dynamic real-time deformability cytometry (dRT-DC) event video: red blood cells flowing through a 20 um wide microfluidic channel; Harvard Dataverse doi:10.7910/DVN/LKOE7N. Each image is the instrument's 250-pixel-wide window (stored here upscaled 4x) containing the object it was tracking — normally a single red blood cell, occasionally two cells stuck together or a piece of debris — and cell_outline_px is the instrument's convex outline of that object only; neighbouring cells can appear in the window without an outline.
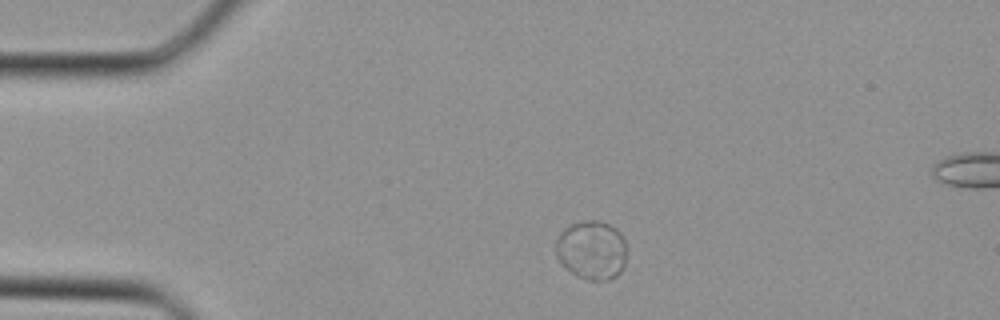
{"species": "Egyptian fruit bat (a non-hibernating species)", "species_latin": "Rousettus aegyptiacus", "temperature_condition": "cold", "stored_images_in_passage": 33, "camera_frame_rate_fps": 3000, "um_per_image_px": 0.085, "animal": {"sex": "female"}, "frame": {"image": 1, "passage_image": 3, "time_ms": 0.667, "image_size_px": [1000, 320], "cell_outline_px": [[628, 248], [624, 264], [620, 272], [616, 276], [608, 280], [588, 280], [564, 268], [560, 264], [556, 256], [556, 240], [560, 232], [564, 228], [572, 224], [584, 220], [596, 220], [608, 224], [616, 228], [624, 236]], "centroid_in_image_um": [50.31, 21.24], "position_along_channel_um": 34.7, "area_um2": 24.74}}
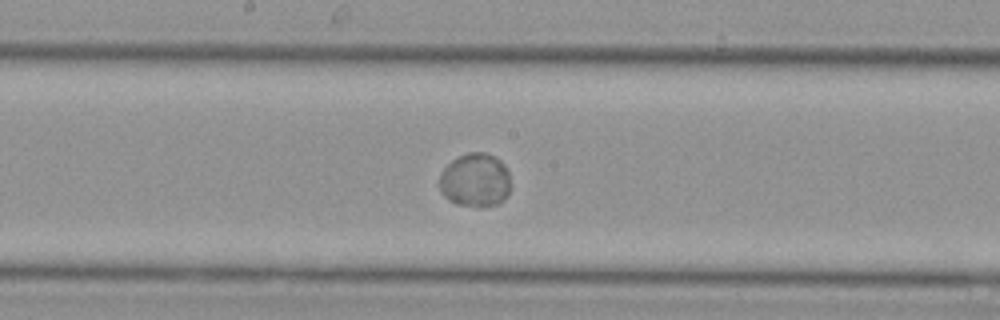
{"frame": {"image": 2, "passage_image": 15, "time_ms": 4.667, "image_size_px": [1000, 320], "cell_outline_px": [[508, 192], [504, 200], [496, 204], [480, 208], [456, 204], [448, 200], [440, 192], [440, 172], [452, 160], [468, 152], [484, 152], [496, 156], [504, 164], [508, 172]], "centroid_in_image_um": [40.37, 15.32], "position_along_channel_um": 207.8, "area_um2": 22.43}}
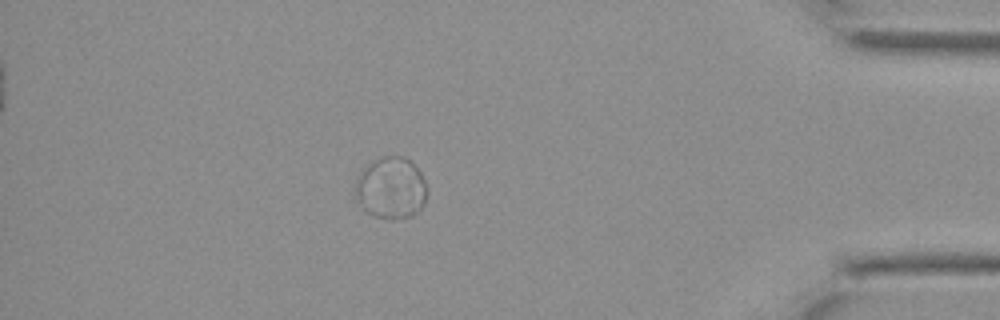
{"frame": {"image": 3, "passage_image": 28, "time_ms": 9.0, "image_size_px": [1000, 320], "cell_outline_px": [[428, 192], [424, 204], [412, 216], [392, 220], [388, 220], [372, 216], [356, 200], [356, 172], [376, 160], [384, 156], [400, 156], [408, 160], [420, 172], [424, 180]], "centroid_in_image_um": [33.22, 16.01], "position_along_channel_um": 402.0, "area_um2": 25.89}}